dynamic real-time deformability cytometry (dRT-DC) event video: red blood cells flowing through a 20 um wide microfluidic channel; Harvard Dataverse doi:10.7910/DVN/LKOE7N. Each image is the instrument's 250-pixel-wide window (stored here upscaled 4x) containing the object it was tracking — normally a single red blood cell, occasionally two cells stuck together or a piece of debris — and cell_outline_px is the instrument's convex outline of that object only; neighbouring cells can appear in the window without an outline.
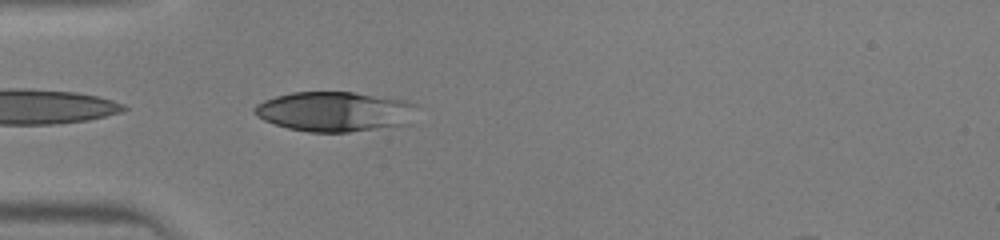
{"species": "human", "species_latin": "Homo sapiens", "temperature_condition": "warm", "stored_images_in_passage": 20, "camera_frame_rate_fps": 3000, "um_per_image_px": 0.085, "donor": {"sex": "male"}, "frame": {"image": 1, "passage_image": 1, "time_ms": 0.0, "image_size_px": [1000, 240], "cell_outline_px": [[416, 108], [412, 124], [348, 132], [308, 132], [288, 128], [264, 120], [256, 116], [252, 112], [252, 108], [256, 104], [264, 100], [276, 96], [292, 92], [352, 92], [404, 100], [416, 104]], "centroid_in_image_um": [28.46, 9.49], "position_along_channel_um": 56.5, "area_um2": 37.97}}
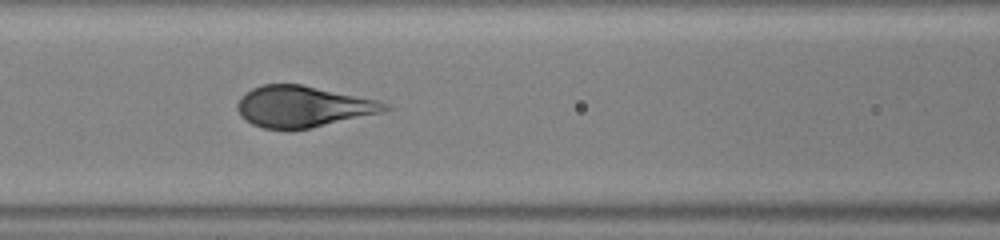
{"frame": {"image": 2, "passage_image": 7, "time_ms": 2.0, "image_size_px": [1000, 240], "cell_outline_px": [[392, 108], [380, 112], [312, 128], [264, 128], [252, 124], [244, 120], [240, 116], [236, 108], [236, 104], [240, 96], [244, 92], [252, 88], [264, 84], [300, 84], [376, 100], [388, 104]], "centroid_in_image_um": [25.67, 9.05], "position_along_channel_um": 140.9, "area_um2": 34.97}}
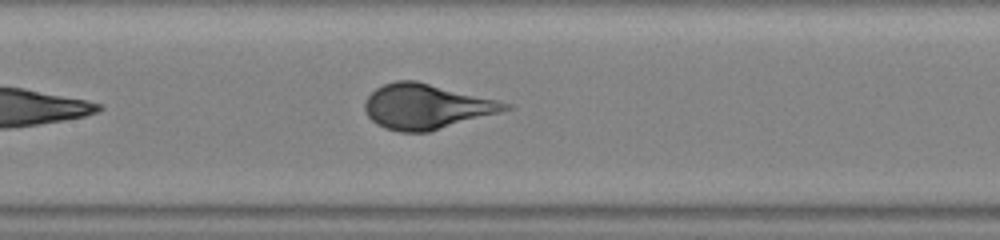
{"frame": {"image": 3, "passage_image": 9, "time_ms": 2.667, "image_size_px": [1000, 240], "cell_outline_px": [[512, 108], [500, 112], [428, 132], [400, 132], [384, 128], [376, 124], [368, 116], [364, 108], [364, 104], [368, 96], [376, 88], [384, 84], [396, 80], [416, 80], [512, 104]], "centroid_in_image_um": [36.2, 9.05], "position_along_channel_um": 171.2, "area_um2": 36.53}}